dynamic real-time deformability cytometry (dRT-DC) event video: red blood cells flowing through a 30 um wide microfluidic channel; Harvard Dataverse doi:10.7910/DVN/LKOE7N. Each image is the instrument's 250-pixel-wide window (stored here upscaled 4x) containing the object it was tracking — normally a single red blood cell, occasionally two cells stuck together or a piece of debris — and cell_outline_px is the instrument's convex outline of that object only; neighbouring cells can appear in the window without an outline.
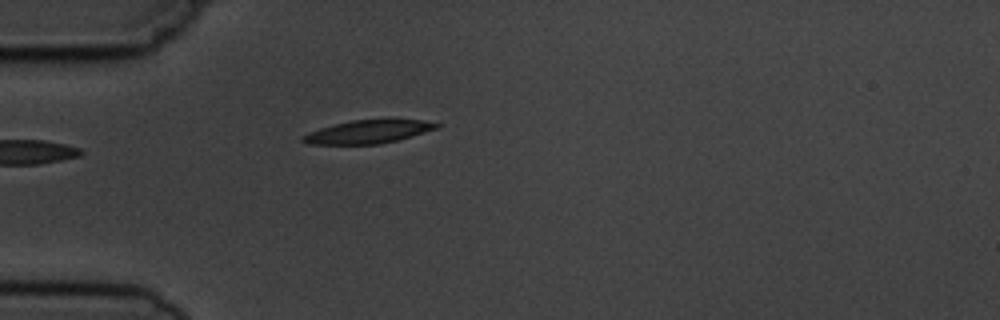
{"species": "common noctule bat (a hibernating species)", "species_latin": "Nyctalus noctula", "temperature_condition": "cold", "stored_images_in_passage": 5, "camera_frame_rate_fps": 3000, "um_per_image_px": 0.085, "animal": {"sex": "male", "body_mass_g": 19.5, "forearm_length_mm": 54.6}, "frame": {"image": 1, "passage_image": 5, "time_ms": 4.667, "image_size_px": [1000, 320], "cell_outline_px": [[440, 128], [412, 136], [380, 144], [308, 144], [300, 140], [300, 136], [308, 132], [332, 124], [352, 120], [392, 116], [424, 120], [440, 124]], "centroid_in_image_um": [31.36, 11.14], "position_along_channel_um": 53.6, "area_um2": 19.13}}